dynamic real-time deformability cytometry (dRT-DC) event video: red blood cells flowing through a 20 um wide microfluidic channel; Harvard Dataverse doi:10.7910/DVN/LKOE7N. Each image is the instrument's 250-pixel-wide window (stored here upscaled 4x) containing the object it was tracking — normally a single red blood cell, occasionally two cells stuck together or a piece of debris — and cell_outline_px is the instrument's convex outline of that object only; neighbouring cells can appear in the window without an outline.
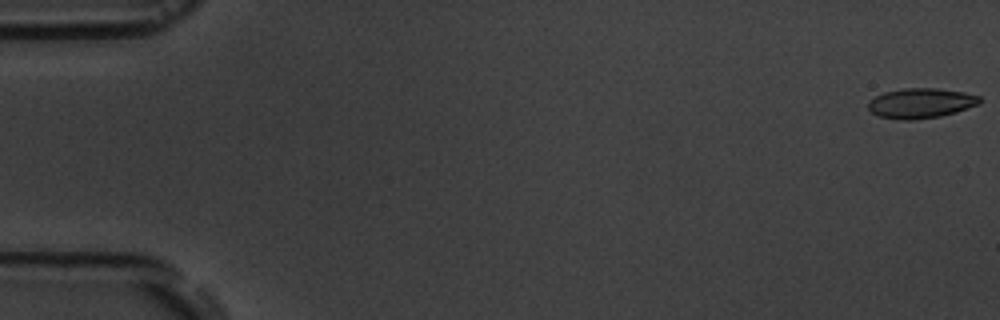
{"species": "common noctule bat (a hibernating species)", "species_latin": "Nyctalus noctula", "temperature_condition": "room temperature", "stored_images_in_passage": 4, "camera_frame_rate_fps": 3000, "um_per_image_px": 0.085, "animal": {"sex": "male", "body_mass_g": 19.5, "forearm_length_mm": 54.6}, "frame": {"image": 1, "passage_image": 1, "time_ms": 0.0, "image_size_px": [1000, 320], "cell_outline_px": [[980, 104], [956, 112], [940, 116], [912, 120], [900, 120], [876, 116], [868, 108], [868, 100], [884, 92], [904, 88], [936, 88], [964, 92], [980, 96]], "centroid_in_image_um": [78.25, 8.77], "position_along_channel_um": 6.8, "area_um2": 19.59}}
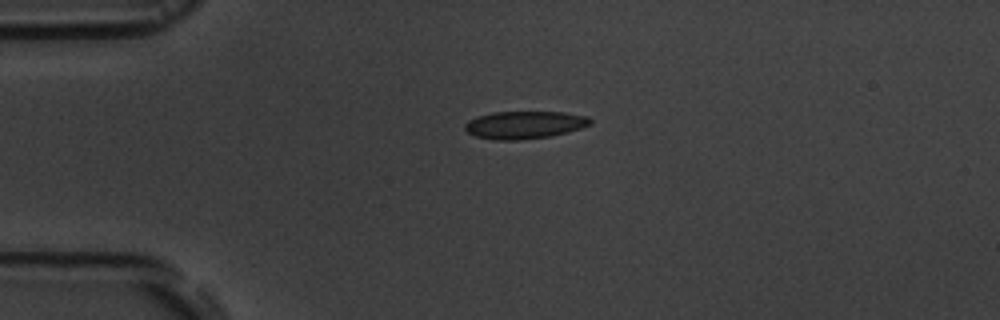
{"frame": {"image": 2, "passage_image": 4, "time_ms": 4.333, "image_size_px": [1000, 320], "cell_outline_px": [[592, 124], [568, 132], [552, 136], [520, 140], [496, 140], [476, 136], [468, 132], [464, 128], [464, 124], [468, 120], [476, 116], [492, 112], [564, 112], [588, 116], [592, 120]], "centroid_in_image_um": [44.59, 10.61], "position_along_channel_um": 40.4, "area_um2": 20.35}}